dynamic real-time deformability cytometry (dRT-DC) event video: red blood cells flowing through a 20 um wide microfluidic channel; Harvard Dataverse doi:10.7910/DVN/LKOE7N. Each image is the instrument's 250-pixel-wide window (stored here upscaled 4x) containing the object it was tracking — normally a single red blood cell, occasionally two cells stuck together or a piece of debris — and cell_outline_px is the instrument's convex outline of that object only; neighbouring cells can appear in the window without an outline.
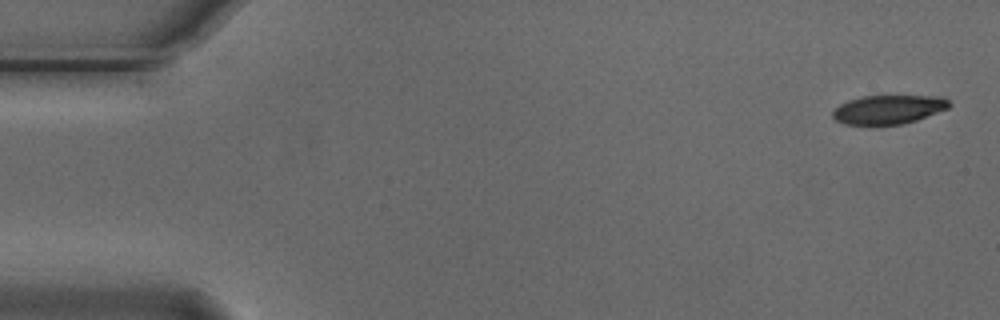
{"species": "Egyptian fruit bat (a non-hibernating species)", "species_latin": "Rousettus aegyptiacus", "temperature_condition": "cold", "stored_images_in_passage": 4, "camera_frame_rate_fps": 3000, "um_per_image_px": 0.085, "animal": {"sex": "male"}, "frame": {"image": 1, "passage_image": 1, "time_ms": 0.0, "image_size_px": [1000, 320], "cell_outline_px": [[952, 104], [948, 108], [916, 120], [900, 124], [844, 124], [836, 120], [832, 116], [832, 112], [840, 104], [848, 100], [860, 96], [940, 96], [948, 100]], "centroid_in_image_um": [75.51, 9.29], "position_along_channel_um": 9.5, "area_um2": 19.42}}
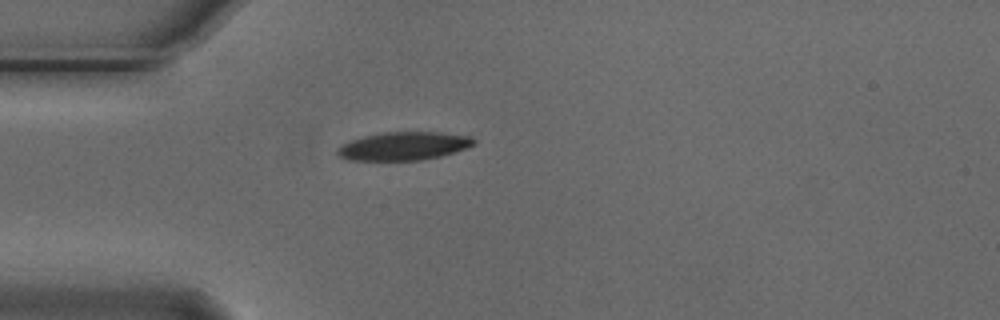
{"frame": {"image": 2, "passage_image": 4, "time_ms": 1.0, "image_size_px": [1000, 320], "cell_outline_px": [[476, 144], [440, 156], [420, 160], [348, 160], [336, 156], [336, 148], [340, 144], [364, 136], [384, 132], [440, 132], [472, 136], [476, 140]], "centroid_in_image_um": [34.27, 12.41], "position_along_channel_um": 50.7, "area_um2": 22.54}}